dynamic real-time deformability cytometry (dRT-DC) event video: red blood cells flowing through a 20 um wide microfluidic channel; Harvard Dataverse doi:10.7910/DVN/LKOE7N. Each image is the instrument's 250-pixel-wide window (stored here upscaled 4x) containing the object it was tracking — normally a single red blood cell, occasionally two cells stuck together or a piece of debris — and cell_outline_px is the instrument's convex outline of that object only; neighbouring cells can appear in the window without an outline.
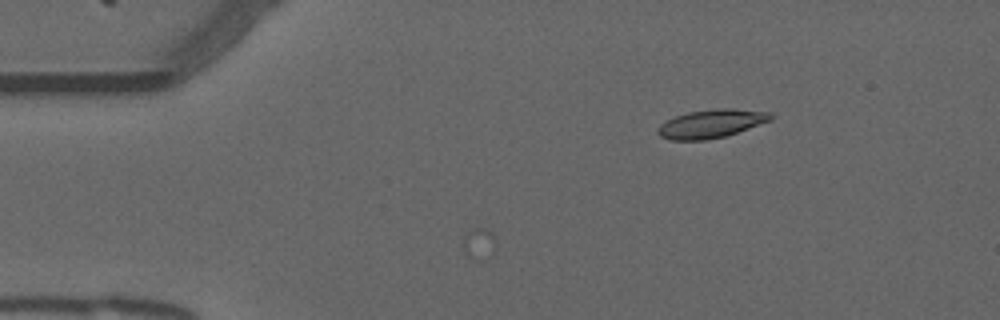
{"species": "common noctule bat (a hibernating species)", "species_latin": "Nyctalus noctula", "temperature_condition": "warm", "stored_images_in_passage": 10, "camera_frame_rate_fps": 3000, "um_per_image_px": 0.085, "animal": {"sex": "male", "forearm_length_mm": 52.5}, "frame": {"image": 1, "passage_image": 1, "time_ms": 0.0, "image_size_px": [1000, 320], "cell_outline_px": [[772, 120], [724, 136], [704, 140], [668, 140], [660, 136], [656, 132], [656, 128], [660, 124], [676, 116], [688, 112], [720, 108], [732, 108], [772, 112]], "centroid_in_image_um": [60.43, 10.51], "position_along_channel_um": 24.6, "area_um2": 18.61}}